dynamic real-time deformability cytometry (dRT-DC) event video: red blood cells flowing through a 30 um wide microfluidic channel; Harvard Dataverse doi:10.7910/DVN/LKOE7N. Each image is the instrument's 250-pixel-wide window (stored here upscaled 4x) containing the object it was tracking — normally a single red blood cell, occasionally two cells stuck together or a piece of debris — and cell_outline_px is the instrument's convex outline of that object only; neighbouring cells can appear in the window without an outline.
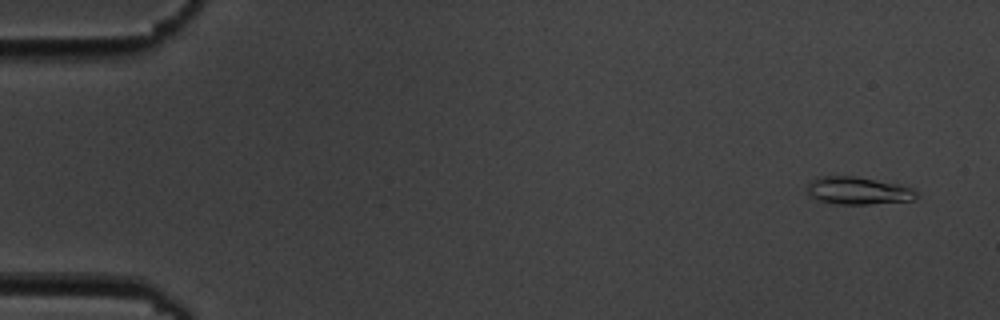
{"species": "common noctule bat (a hibernating species)", "species_latin": "Nyctalus noctula", "temperature_condition": "cold", "stored_images_in_passage": 4, "camera_frame_rate_fps": 3000, "um_per_image_px": 0.085, "animal": {"sex": "male", "body_mass_g": 19.5, "forearm_length_mm": 54.6}, "frame": {"image": 1, "passage_image": 1, "time_ms": 0.0, "image_size_px": [1000, 320], "cell_outline_px": [[920, 196], [916, 200], [868, 204], [836, 204], [820, 200], [808, 196], [808, 184], [816, 176], [856, 176], [900, 184], [912, 188], [920, 192]], "centroid_in_image_um": [73.0, 16.2], "position_along_channel_um": 12.0, "area_um2": 17.86}}